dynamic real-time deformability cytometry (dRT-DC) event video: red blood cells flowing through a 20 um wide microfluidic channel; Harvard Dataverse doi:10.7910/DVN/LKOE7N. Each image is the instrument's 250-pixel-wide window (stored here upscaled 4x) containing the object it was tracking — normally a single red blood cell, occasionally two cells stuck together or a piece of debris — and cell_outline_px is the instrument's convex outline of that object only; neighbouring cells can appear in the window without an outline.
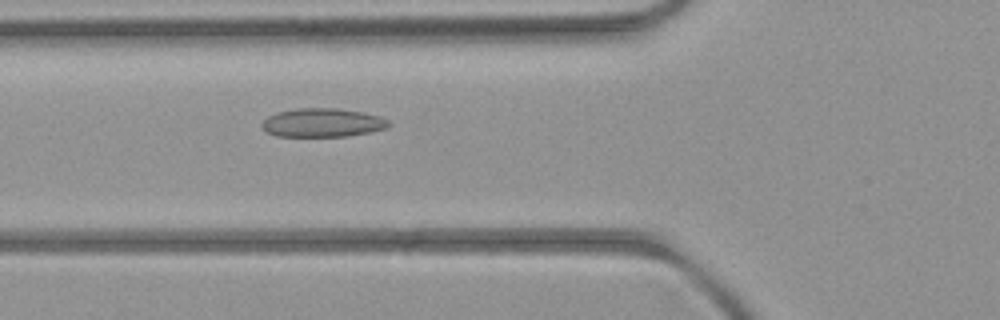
{"species": "common noctule bat (a hibernating species)", "species_latin": "Nyctalus noctula", "temperature_condition": "room temperature", "stored_images_in_passage": 6, "camera_frame_rate_fps": 3000, "um_per_image_px": 0.085, "animal": {"sex": "female", "body_mass_g": 21.9}, "frame": {"image": 1, "passage_image": 6, "time_ms": 6.667, "image_size_px": [1000, 320], "cell_outline_px": [[392, 124], [388, 128], [372, 132], [348, 136], [276, 136], [268, 132], [260, 124], [268, 116], [276, 112], [296, 108], [336, 108], [364, 112], [380, 116], [388, 120]], "centroid_in_image_um": [27.46, 10.42], "position_along_channel_um": 98.3, "area_um2": 21.39}}